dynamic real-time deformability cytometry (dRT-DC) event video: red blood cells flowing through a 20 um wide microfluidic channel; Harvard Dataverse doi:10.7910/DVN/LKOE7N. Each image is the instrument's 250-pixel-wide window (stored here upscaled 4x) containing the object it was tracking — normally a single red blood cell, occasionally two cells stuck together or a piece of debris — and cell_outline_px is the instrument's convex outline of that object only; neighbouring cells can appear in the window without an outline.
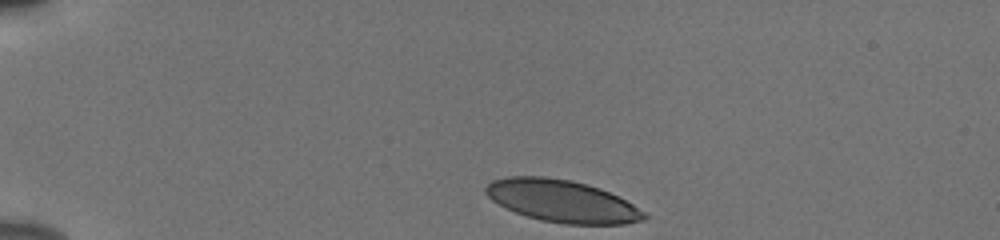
{"species": "human", "species_latin": "Homo sapiens", "temperature_condition": "cold", "stored_images_in_passage": 37, "camera_frame_rate_fps": 3000, "um_per_image_px": 0.085, "donor": {"sex": "male"}, "frame": {"image": 1, "passage_image": 1, "time_ms": 0.0, "image_size_px": [1000, 240], "cell_outline_px": [[648, 216], [644, 220], [624, 224], [564, 224], [540, 220], [504, 208], [492, 200], [484, 192], [484, 188], [492, 180], [508, 176], [544, 176], [572, 180], [600, 188], [632, 204], [644, 212]], "centroid_in_image_um": [47.74, 17.09], "position_along_channel_um": 37.3, "area_um2": 38.9}}
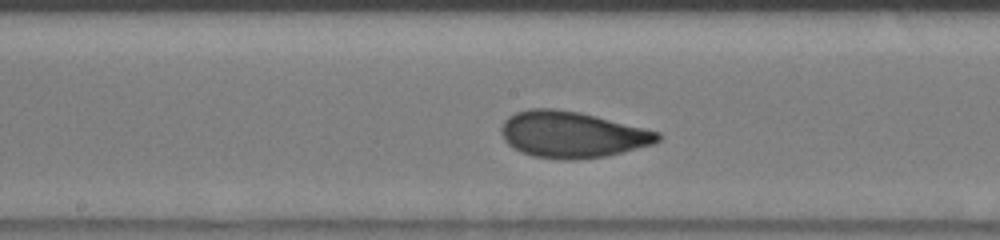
{"frame": {"image": 2, "passage_image": 19, "time_ms": 6.0, "image_size_px": [1000, 240], "cell_outline_px": [[660, 140], [652, 144], [604, 156], [572, 160], [564, 160], [532, 156], [520, 152], [508, 144], [504, 140], [500, 132], [500, 128], [504, 120], [508, 116], [516, 112], [528, 108], [552, 108], [580, 112], [660, 132]], "centroid_in_image_um": [48.56, 11.43], "position_along_channel_um": 199.6, "area_um2": 42.14}}
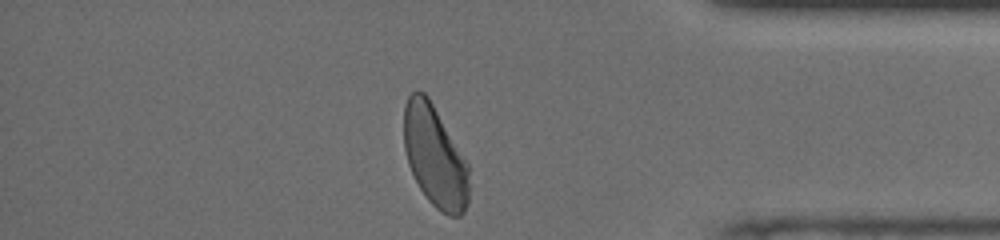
{"frame": {"image": 3, "passage_image": 36, "time_ms": 11.667, "image_size_px": [1000, 240], "cell_outline_px": [[468, 204], [464, 212], [460, 216], [448, 216], [440, 212], [428, 200], [420, 188], [408, 164], [404, 148], [404, 104], [408, 96], [416, 88], [424, 92], [428, 96], [468, 164]], "centroid_in_image_um": [36.95, 13.29], "position_along_channel_um": 398.3, "area_um2": 38.44}, "authors_computed_cell_mechanics": {"area_um2": 40.4022, "velocity_mm_per_s": 3.8254, "shape_relaxation_time_tau1_ms": 2.7784, "shape_relaxation_time_tau2_ms": null, "deformation_change_tau1": 0.1204, "deformation_change_tau2": null}}